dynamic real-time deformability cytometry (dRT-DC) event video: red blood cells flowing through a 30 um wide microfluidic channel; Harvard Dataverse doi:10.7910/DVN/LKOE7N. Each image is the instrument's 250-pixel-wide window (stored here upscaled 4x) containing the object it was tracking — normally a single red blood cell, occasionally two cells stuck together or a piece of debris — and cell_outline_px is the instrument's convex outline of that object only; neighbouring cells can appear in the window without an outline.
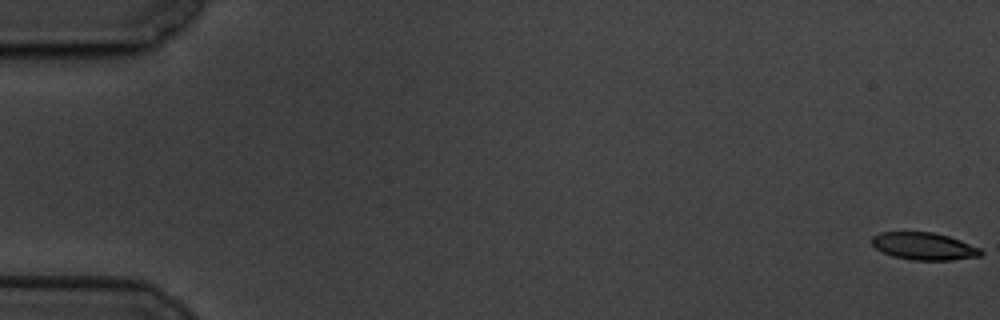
{"species": "common noctule bat (a hibernating species)", "species_latin": "Nyctalus noctula", "temperature_condition": "cold", "stored_images_in_passage": 62, "camera_frame_rate_fps": 3000, "um_per_image_px": 0.085, "animal": {"sex": "male", "body_mass_g": 19.5, "forearm_length_mm": 54.6}, "frame": {"image": 1, "passage_image": 1, "time_ms": 0.0, "image_size_px": [1000, 320], "cell_outline_px": [[984, 252], [980, 256], [952, 260], [912, 260], [892, 256], [876, 248], [872, 244], [872, 236], [880, 232], [932, 232], [948, 236], [960, 240], [980, 248]], "centroid_in_image_um": [78.54, 20.93], "position_along_channel_um": 6.5, "area_um2": 17.34}}
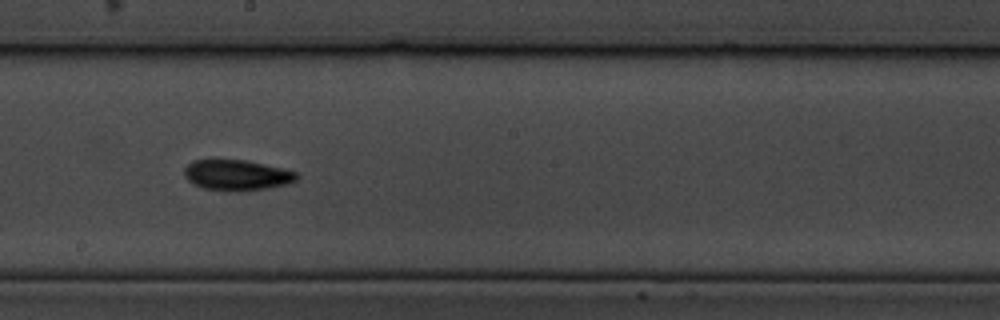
{"frame": {"image": 2, "passage_image": 35, "time_ms": 11.333, "image_size_px": [1000, 320], "cell_outline_px": [[300, 176], [296, 180], [288, 184], [268, 188], [232, 192], [228, 192], [204, 188], [192, 184], [184, 176], [184, 168], [192, 160], [248, 160], [296, 172]], "centroid_in_image_um": [20.11, 14.89], "position_along_channel_um": 228.1, "area_um2": 20.17}}
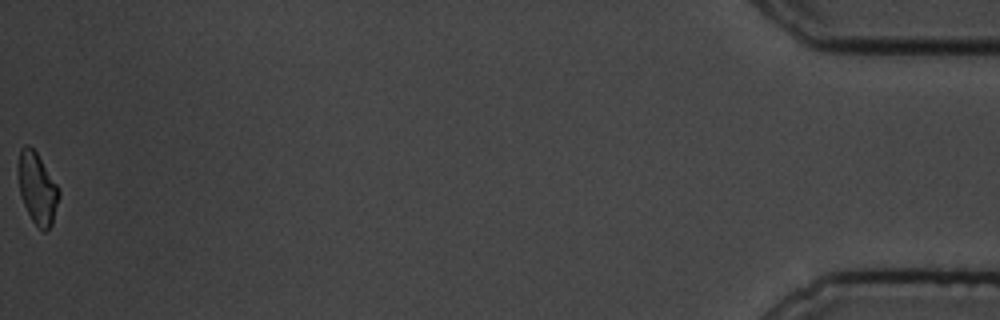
{"frame": {"image": 3, "passage_image": 62, "time_ms": 20.333, "image_size_px": [1000, 320], "cell_outline_px": [[60, 196], [52, 224], [44, 232], [32, 220], [20, 196], [16, 168], [20, 148], [24, 144], [28, 144], [36, 152], [60, 188]], "centroid_in_image_um": [3.15, 15.96], "position_along_channel_um": 432.1, "area_um2": 17.22}, "authors_computed_cell_mechanics": {"area_um2": 18.6694, "velocity_mm_per_s": 3.3231, "shape_relaxation_time_tau1_ms": 6.4848, "shape_relaxation_time_tau2_ms": 7.6094, "deformation_change_tau1": 0.1339, "deformation_change_tau2": 0.1227}}